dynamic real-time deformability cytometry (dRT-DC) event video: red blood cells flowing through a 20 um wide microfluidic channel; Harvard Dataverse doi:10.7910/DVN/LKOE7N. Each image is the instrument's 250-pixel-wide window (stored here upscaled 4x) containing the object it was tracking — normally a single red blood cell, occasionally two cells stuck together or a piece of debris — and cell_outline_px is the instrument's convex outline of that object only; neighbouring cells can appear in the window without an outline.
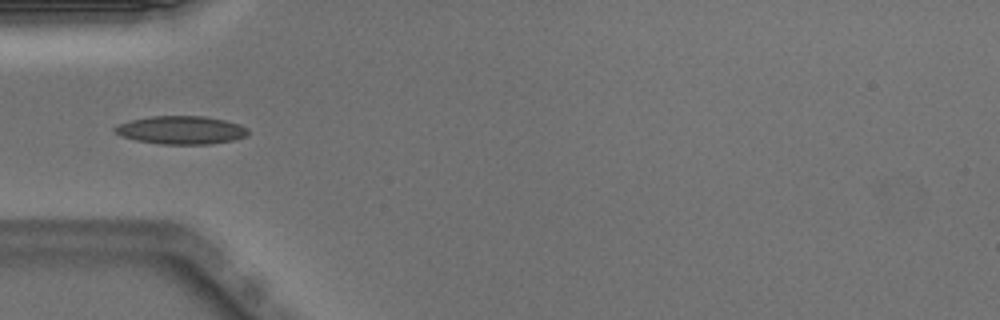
{"species": "Egyptian fruit bat (a non-hibernating species)", "species_latin": "Rousettus aegyptiacus", "temperature_condition": "warm", "stored_images_in_passage": 26, "camera_frame_rate_fps": 3000, "um_per_image_px": 0.085, "animal": {"sex": "male"}, "frame": {"image": 1, "passage_image": 8, "time_ms": 2.333, "image_size_px": [1000, 320], "cell_outline_px": [[248, 136], [232, 140], [208, 144], [160, 144], [136, 140], [112, 132], [112, 128], [120, 124], [132, 120], [152, 116], [204, 116], [224, 120], [240, 124], [248, 128]], "centroid_in_image_um": [15.41, 11.05], "position_along_channel_um": 69.6, "area_um2": 21.79}}
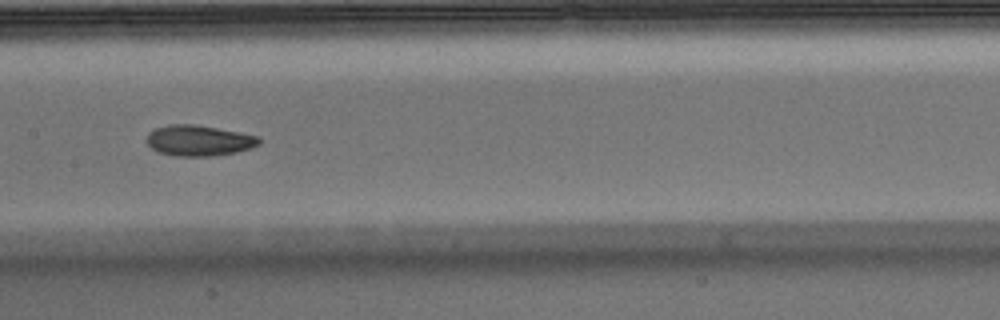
{"frame": {"image": 2, "passage_image": 17, "time_ms": 5.333, "image_size_px": [1000, 320], "cell_outline_px": [[260, 144], [252, 148], [236, 152], [212, 156], [176, 156], [160, 152], [152, 148], [148, 144], [148, 132], [152, 128], [168, 124], [196, 124], [260, 136]], "centroid_in_image_um": [16.91, 11.93], "position_along_channel_um": 190.5, "area_um2": 20.23}}
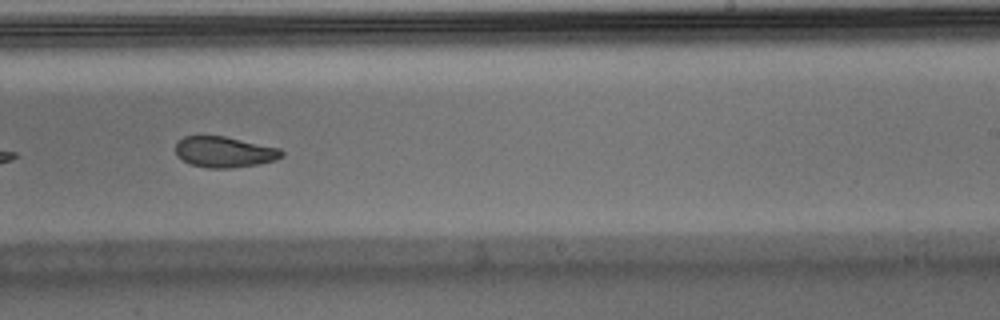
{"frame": {"image": 3, "passage_image": 23, "time_ms": 7.333, "image_size_px": [1000, 320], "cell_outline_px": [[284, 156], [276, 160], [256, 164], [232, 168], [208, 168], [192, 164], [176, 156], [176, 140], [184, 136], [224, 136], [280, 148], [284, 152]], "centroid_in_image_um": [19.07, 12.91], "position_along_channel_um": 269.9, "area_um2": 19.07}}